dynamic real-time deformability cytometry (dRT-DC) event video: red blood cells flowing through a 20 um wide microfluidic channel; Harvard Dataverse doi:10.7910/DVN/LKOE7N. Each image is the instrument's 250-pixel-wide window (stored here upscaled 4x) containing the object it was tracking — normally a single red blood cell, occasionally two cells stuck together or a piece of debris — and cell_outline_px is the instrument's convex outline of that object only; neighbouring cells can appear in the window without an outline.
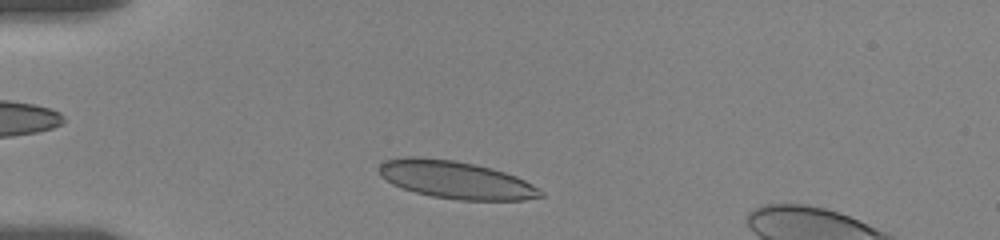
{"species": "human", "species_latin": "Homo sapiens", "temperature_condition": "room temperature", "stored_images_in_passage": 21, "camera_frame_rate_fps": 3000, "um_per_image_px": 0.085, "donor": {"sex": "female"}, "frame": {"image": 1, "passage_image": 3, "time_ms": 0.667, "image_size_px": [1000, 240], "cell_outline_px": [[544, 196], [524, 200], [460, 200], [432, 196], [416, 192], [392, 184], [380, 176], [380, 164], [384, 160], [404, 156], [420, 156], [456, 160], [476, 164], [492, 168], [516, 176], [532, 184], [544, 192]], "centroid_in_image_um": [38.74, 15.27], "position_along_channel_um": 46.3, "area_um2": 35.6}}
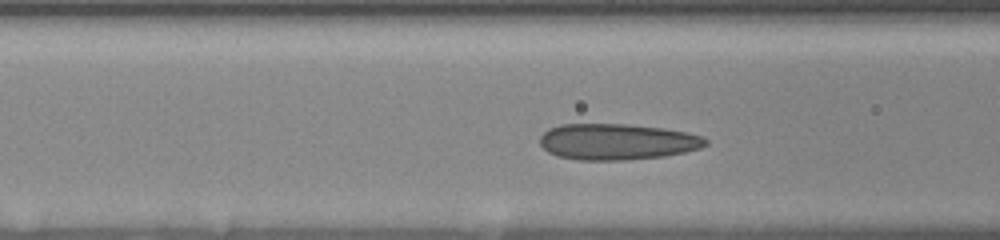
{"frame": {"image": 2, "passage_image": 11, "time_ms": 3.333, "image_size_px": [1000, 240], "cell_outline_px": [[708, 144], [700, 148], [684, 152], [664, 156], [624, 160], [576, 160], [556, 156], [548, 152], [540, 144], [540, 136], [548, 128], [560, 124], [628, 124], [664, 128], [704, 136], [708, 140]], "centroid_in_image_um": [52.44, 12.04], "position_along_channel_um": 114.2, "area_um2": 35.08}}
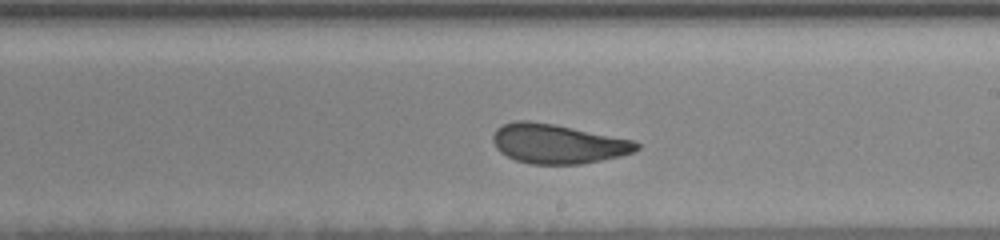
{"frame": {"image": 3, "passage_image": 21, "time_ms": 7.0, "image_size_px": [1000, 240], "cell_outline_px": [[640, 148], [636, 152], [620, 156], [580, 164], [532, 164], [516, 160], [500, 152], [496, 148], [492, 140], [492, 136], [496, 128], [504, 124], [516, 120], [528, 120], [552, 124], [636, 140], [640, 144]], "centroid_in_image_um": [47.43, 12.22], "position_along_channel_um": 241.6, "area_um2": 33.06}}